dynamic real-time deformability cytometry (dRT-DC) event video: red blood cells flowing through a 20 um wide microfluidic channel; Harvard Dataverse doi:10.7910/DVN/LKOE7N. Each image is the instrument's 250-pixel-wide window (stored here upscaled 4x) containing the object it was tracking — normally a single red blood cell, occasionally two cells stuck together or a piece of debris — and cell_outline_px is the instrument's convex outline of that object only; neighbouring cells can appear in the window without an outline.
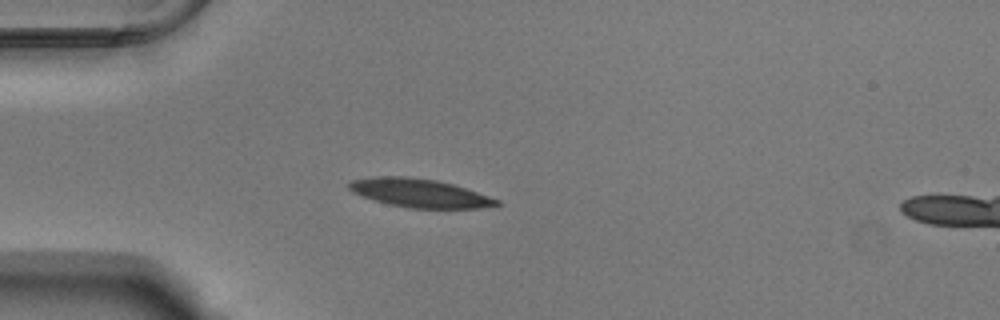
{"species": "Egyptian fruit bat (a non-hibernating species)", "species_latin": "Rousettus aegyptiacus", "temperature_condition": "warm", "stored_images_in_passage": 40, "camera_frame_rate_fps": 3000, "um_per_image_px": 0.085, "animal": {"sex": "male"}, "frame": {"image": 1, "passage_image": 1, "time_ms": 0.0, "image_size_px": [1000, 320], "cell_outline_px": [[500, 204], [480, 208], [408, 208], [388, 204], [352, 192], [348, 188], [348, 184], [352, 180], [376, 176], [404, 176], [436, 180], [452, 184], [500, 200]], "centroid_in_image_um": [35.64, 16.41], "position_along_channel_um": 49.4, "area_um2": 24.22}}
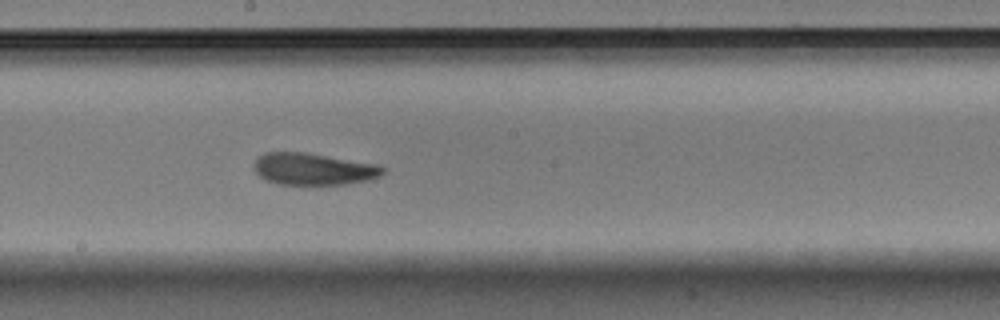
{"frame": {"image": 2, "passage_image": 16, "time_ms": 5.0, "image_size_px": [1000, 320], "cell_outline_px": [[384, 172], [380, 176], [368, 180], [344, 184], [276, 184], [264, 180], [256, 172], [256, 156], [264, 152], [308, 152], [380, 164], [384, 168]], "centroid_in_image_um": [26.66, 14.35], "position_along_channel_um": 221.5, "area_um2": 24.16}}
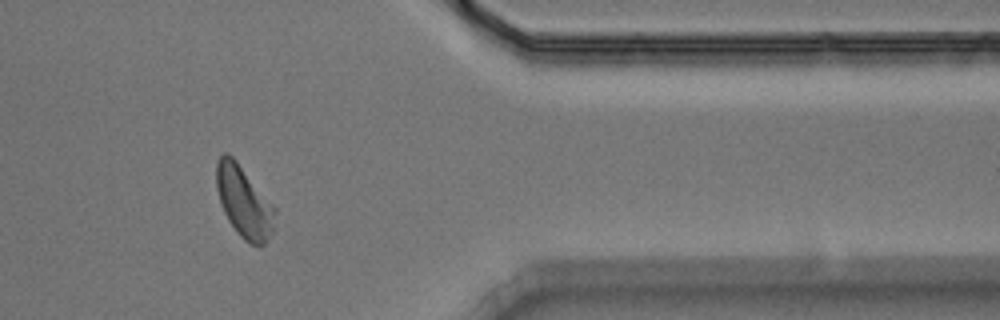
{"frame": {"image": 3, "passage_image": 31, "time_ms": 10.0, "image_size_px": [1000, 320], "cell_outline_px": [[276, 212], [272, 232], [264, 244], [260, 248], [248, 244], [240, 236], [228, 220], [224, 212], [216, 188], [216, 164], [220, 156], [224, 152], [228, 152], [236, 160], [276, 208]], "centroid_in_image_um": [20.74, 17.18], "position_along_channel_um": 390.7, "area_um2": 24.39}, "authors_computed_cell_mechanics": {"area_um2": 23.987, "velocity_mm_per_s": 3.7424, "shape_relaxation_time_tau1_ms": 2.1759, "shape_relaxation_time_tau2_ms": 2.0532, "deformation_change_tau1": 0.1471, "deformation_change_tau2": 0.1038}}